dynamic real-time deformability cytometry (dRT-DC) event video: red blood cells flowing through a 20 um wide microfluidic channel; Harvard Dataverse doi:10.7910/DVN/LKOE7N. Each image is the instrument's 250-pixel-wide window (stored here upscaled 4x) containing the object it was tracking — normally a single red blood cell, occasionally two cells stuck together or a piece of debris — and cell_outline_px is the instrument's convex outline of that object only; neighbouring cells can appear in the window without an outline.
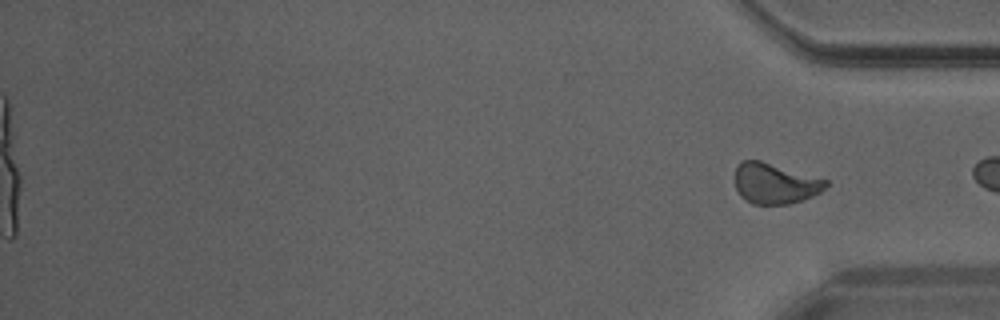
{"species": "Egyptian fruit bat (a non-hibernating species)", "species_latin": "Rousettus aegyptiacus", "temperature_condition": "warm", "stored_images_in_passage": 34, "segment_of_instrument_passage": [2, 2], "camera_frame_rate_fps": 3000, "um_per_image_px": 0.085, "animal": {"sex": "male"}, "frame": {"image": 1, "passage_image": 34, "time_ms": 11.0, "image_size_px": [1000, 320], "cell_outline_px": [[828, 184], [820, 192], [812, 196], [788, 204], [752, 204], [740, 196], [736, 188], [736, 168], [744, 160], [760, 160], [828, 180]], "centroid_in_image_um": [65.87, 15.6], "position_along_channel_um": 369.3, "area_um2": 21.21}}